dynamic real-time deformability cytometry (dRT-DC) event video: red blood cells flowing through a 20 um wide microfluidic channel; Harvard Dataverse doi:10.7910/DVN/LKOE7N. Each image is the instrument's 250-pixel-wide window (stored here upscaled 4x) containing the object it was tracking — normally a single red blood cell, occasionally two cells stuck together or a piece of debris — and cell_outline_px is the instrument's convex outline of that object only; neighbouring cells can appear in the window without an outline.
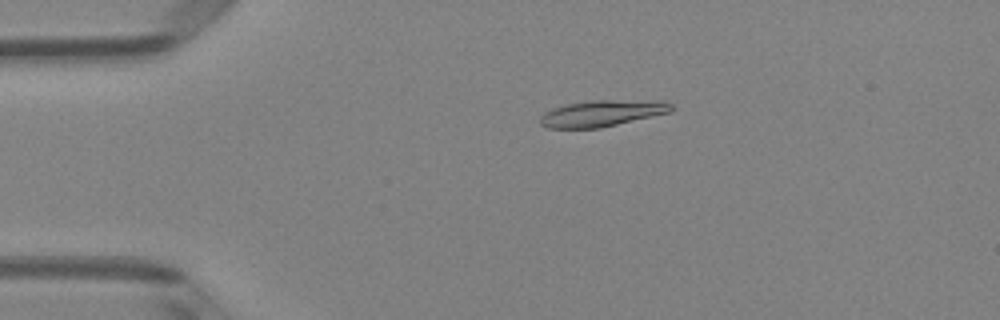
{"species": "Egyptian fruit bat (a non-hibernating species)", "species_latin": "Rousettus aegyptiacus", "temperature_condition": "room temperature", "stored_images_in_passage": 49, "camera_frame_rate_fps": 3000, "um_per_image_px": 0.085, "animal": {"sex": "female"}, "frame": {"image": 1, "passage_image": 10, "time_ms": 3.0, "image_size_px": [1000, 320], "cell_outline_px": [[676, 108], [672, 112], [600, 128], [548, 128], [540, 124], [540, 116], [544, 112], [552, 108], [568, 104], [588, 100], [660, 100], [672, 104]], "centroid_in_image_um": [51.22, 9.62], "position_along_channel_um": 33.8, "area_um2": 20.4}}
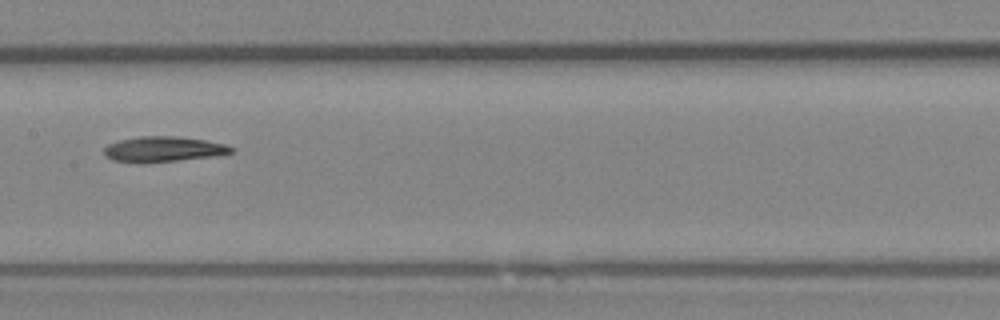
{"frame": {"image": 2, "passage_image": 25, "time_ms": 8.0, "image_size_px": [1000, 320], "cell_outline_px": [[236, 152], [220, 156], [176, 160], [112, 160], [104, 156], [104, 148], [108, 144], [120, 140], [140, 136], [176, 136], [204, 140], [224, 144], [236, 148]], "centroid_in_image_um": [14.0, 12.64], "position_along_channel_um": 193.4, "area_um2": 18.21}}
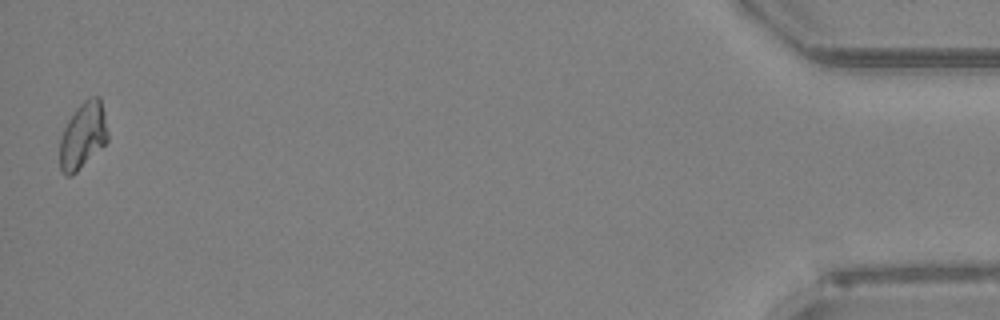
{"frame": {"image": 3, "passage_image": 49, "time_ms": 16.0, "image_size_px": [1000, 320], "cell_outline_px": [[108, 140], [72, 176], [64, 176], [60, 168], [60, 140], [64, 128], [68, 120], [76, 108], [84, 100], [92, 96], [100, 96], [104, 112], [108, 132]], "centroid_in_image_um": [7.04, 11.51], "position_along_channel_um": 428.2, "area_um2": 18.44}}